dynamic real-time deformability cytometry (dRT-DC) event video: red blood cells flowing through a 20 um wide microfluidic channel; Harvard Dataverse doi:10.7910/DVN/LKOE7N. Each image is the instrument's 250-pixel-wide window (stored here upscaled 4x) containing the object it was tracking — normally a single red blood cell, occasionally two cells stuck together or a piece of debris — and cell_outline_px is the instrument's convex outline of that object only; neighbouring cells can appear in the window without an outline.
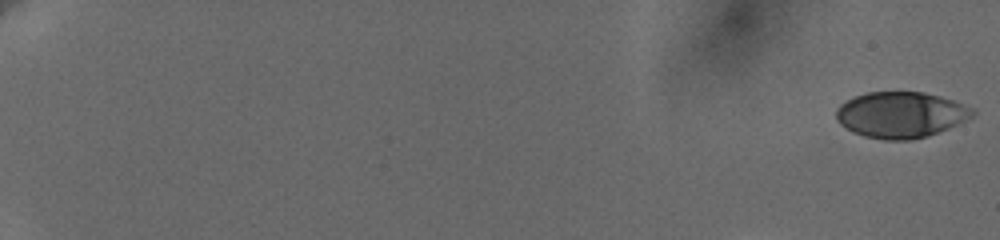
{"species": "human", "species_latin": "Homo sapiens", "temperature_condition": "cold", "stored_images_in_passage": 49, "camera_frame_rate_fps": 3000, "um_per_image_px": 0.085, "donor": {"sex": "female"}, "frame": {"image": 1, "passage_image": 1, "time_ms": 0.0, "image_size_px": [1000, 240], "cell_outline_px": [[976, 112], [972, 116], [948, 128], [928, 136], [908, 140], [884, 140], [864, 136], [852, 132], [840, 124], [836, 120], [836, 108], [840, 104], [856, 96], [868, 92], [924, 92], [940, 96], [952, 100], [972, 108]], "centroid_in_image_um": [76.53, 9.76], "position_along_channel_um": 8.5, "area_um2": 36.36}}
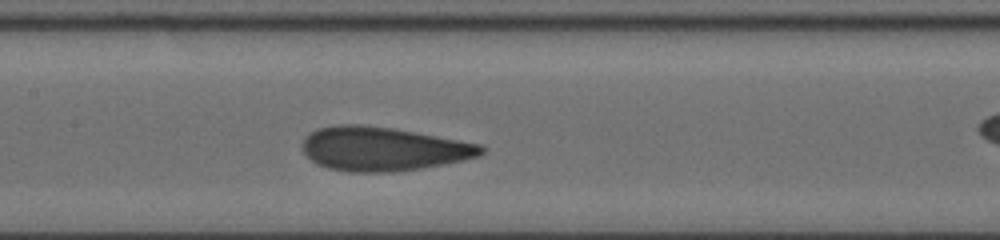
{"frame": {"image": 2, "passage_image": 29, "time_ms": 9.333, "image_size_px": [1000, 240], "cell_outline_px": [[484, 152], [480, 156], [464, 160], [420, 168], [392, 172], [348, 172], [328, 168], [316, 164], [304, 152], [300, 144], [304, 136], [320, 128], [340, 124], [360, 124], [392, 128], [460, 140], [480, 144], [484, 148]], "centroid_in_image_um": [32.53, 12.65], "position_along_channel_um": 174.9, "area_um2": 45.72}}
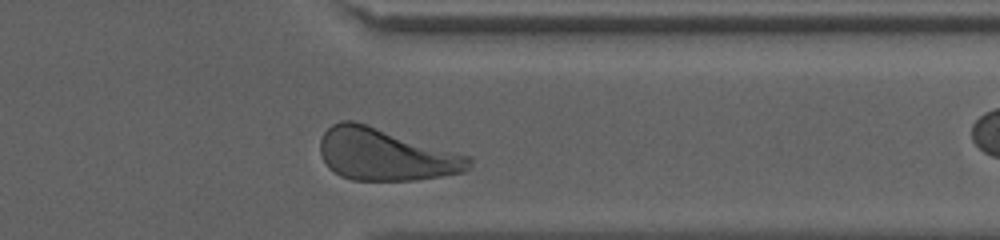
{"frame": {"image": 3, "passage_image": 46, "time_ms": 15.0, "image_size_px": [1000, 240], "cell_outline_px": [[472, 168], [464, 172], [416, 180], [352, 180], [340, 176], [328, 168], [320, 152], [320, 140], [324, 132], [332, 124], [340, 120], [352, 120], [472, 156]], "centroid_in_image_um": [32.78, 13.14], "position_along_channel_um": 378.6, "area_um2": 45.26}}